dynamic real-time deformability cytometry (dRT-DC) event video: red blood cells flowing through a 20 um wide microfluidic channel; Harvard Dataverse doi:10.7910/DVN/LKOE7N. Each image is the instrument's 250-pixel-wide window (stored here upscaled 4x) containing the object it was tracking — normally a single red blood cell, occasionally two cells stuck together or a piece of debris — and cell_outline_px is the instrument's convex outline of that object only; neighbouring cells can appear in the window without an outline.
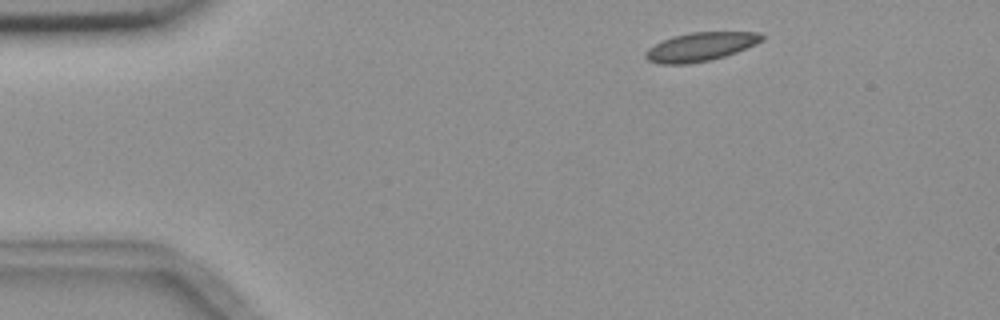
{"species": "common noctule bat (a hibernating species)", "species_latin": "Nyctalus noctula", "temperature_condition": "room temperature", "stored_images_in_passage": 3, "camera_frame_rate_fps": 3000, "um_per_image_px": 0.085, "animal": {"sex": "female", "body_mass_g": 18.4}, "frame": {"image": 1, "passage_image": 1, "time_ms": 0.0, "image_size_px": [1000, 320], "cell_outline_px": [[764, 40], [756, 44], [736, 52], [712, 60], [688, 64], [660, 64], [648, 60], [644, 56], [644, 52], [648, 48], [672, 36], [692, 32], [760, 32], [764, 36]], "centroid_in_image_um": [59.55, 3.98], "position_along_channel_um": 25.5, "area_um2": 19.48}}